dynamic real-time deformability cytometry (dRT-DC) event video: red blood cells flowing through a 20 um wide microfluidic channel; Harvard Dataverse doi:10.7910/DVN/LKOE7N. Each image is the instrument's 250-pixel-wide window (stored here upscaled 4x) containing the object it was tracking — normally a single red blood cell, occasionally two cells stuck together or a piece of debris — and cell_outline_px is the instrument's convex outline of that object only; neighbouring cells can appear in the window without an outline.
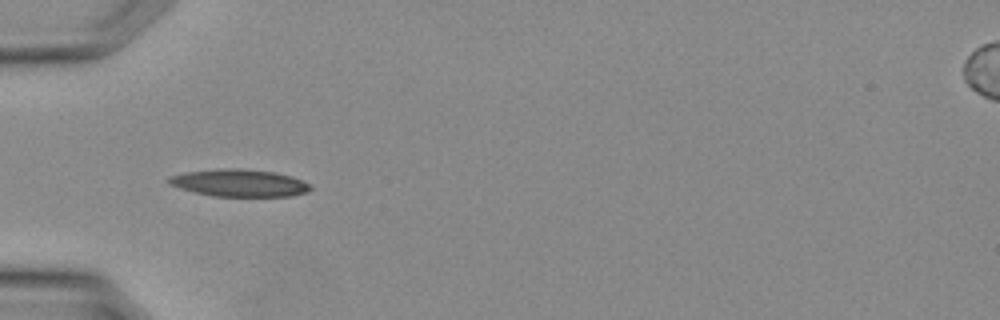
{"species": "Egyptian fruit bat (a non-hibernating species)", "species_latin": "Rousettus aegyptiacus", "temperature_condition": "warm", "stored_images_in_passage": 27, "camera_frame_rate_fps": 3000, "um_per_image_px": 0.085, "animal": {"sex": "female"}, "frame": {"image": 1, "passage_image": 12, "time_ms": 3.667, "image_size_px": [1000, 320], "cell_outline_px": [[312, 188], [308, 192], [292, 196], [212, 196], [180, 188], [168, 184], [168, 176], [184, 172], [232, 168], [236, 168], [272, 172], [292, 176], [312, 184]], "centroid_in_image_um": [20.37, 15.56], "position_along_channel_um": 64.6, "area_um2": 22.43}}